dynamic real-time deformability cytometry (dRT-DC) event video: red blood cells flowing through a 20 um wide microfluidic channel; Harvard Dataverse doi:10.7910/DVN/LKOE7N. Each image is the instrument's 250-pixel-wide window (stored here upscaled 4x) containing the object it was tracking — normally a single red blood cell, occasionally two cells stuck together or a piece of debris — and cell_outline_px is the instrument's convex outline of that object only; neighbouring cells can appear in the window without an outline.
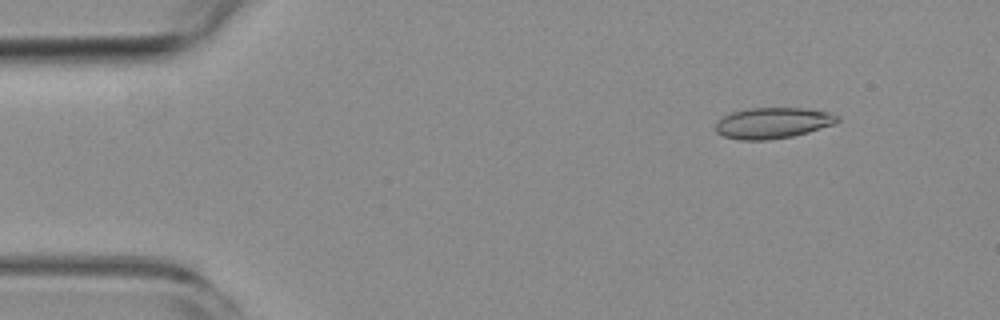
{"species": "common noctule bat (a hibernating species)", "species_latin": "Nyctalus noctula", "temperature_condition": "room temperature", "stored_images_in_passage": 4, "camera_frame_rate_fps": 3000, "um_per_image_px": 0.085, "animal": {"sex": "female", "body_mass_g": 19.3, "forearm_length_mm": 54.1}, "frame": {"image": 1, "passage_image": 1, "time_ms": 0.0, "image_size_px": [1000, 320], "cell_outline_px": [[840, 120], [836, 124], [808, 132], [792, 136], [768, 140], [740, 140], [724, 136], [716, 132], [716, 124], [724, 116], [732, 112], [752, 108], [804, 108], [828, 112], [840, 116]], "centroid_in_image_um": [65.73, 10.45], "position_along_channel_um": 19.3, "area_um2": 21.91}}
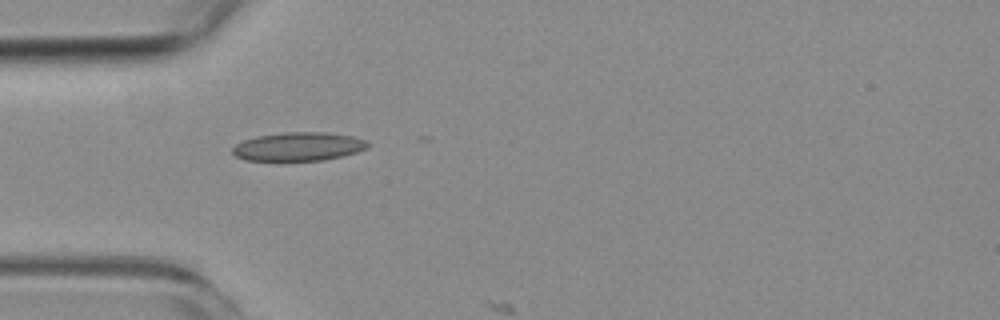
{"frame": {"image": 2, "passage_image": 4, "time_ms": 3.333, "image_size_px": [1000, 320], "cell_outline_px": [[368, 148], [356, 152], [324, 160], [280, 164], [244, 160], [236, 156], [232, 152], [232, 148], [236, 144], [244, 140], [256, 136], [284, 132], [328, 132], [352, 136], [364, 140], [368, 144]], "centroid_in_image_um": [25.28, 12.51], "position_along_channel_um": 59.7, "area_um2": 23.52}}